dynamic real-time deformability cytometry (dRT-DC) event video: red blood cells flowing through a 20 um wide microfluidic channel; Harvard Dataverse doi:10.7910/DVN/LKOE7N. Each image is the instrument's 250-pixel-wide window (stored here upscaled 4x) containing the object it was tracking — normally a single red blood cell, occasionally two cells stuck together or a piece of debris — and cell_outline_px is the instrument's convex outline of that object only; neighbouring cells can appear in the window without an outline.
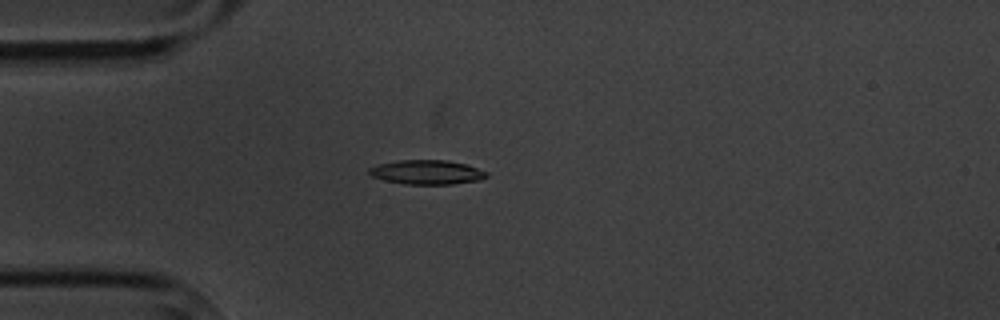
{"species": "common noctule bat (a hibernating species)", "species_latin": "Nyctalus noctula", "temperature_condition": "cold", "stored_images_in_passage": 4, "camera_frame_rate_fps": 3000, "um_per_image_px": 0.085, "animal": {"sex": "male", "body_mass_g": 20.1, "forearm_length_mm": 53.5}, "frame": {"image": 1, "passage_image": 4, "time_ms": 3.333, "image_size_px": [1000, 320], "cell_outline_px": [[488, 176], [480, 180], [452, 184], [404, 184], [384, 180], [372, 176], [368, 172], [368, 168], [376, 164], [400, 160], [448, 160], [468, 164], [488, 172]], "centroid_in_image_um": [36.29, 14.63], "position_along_channel_um": 48.7, "area_um2": 16.82}}